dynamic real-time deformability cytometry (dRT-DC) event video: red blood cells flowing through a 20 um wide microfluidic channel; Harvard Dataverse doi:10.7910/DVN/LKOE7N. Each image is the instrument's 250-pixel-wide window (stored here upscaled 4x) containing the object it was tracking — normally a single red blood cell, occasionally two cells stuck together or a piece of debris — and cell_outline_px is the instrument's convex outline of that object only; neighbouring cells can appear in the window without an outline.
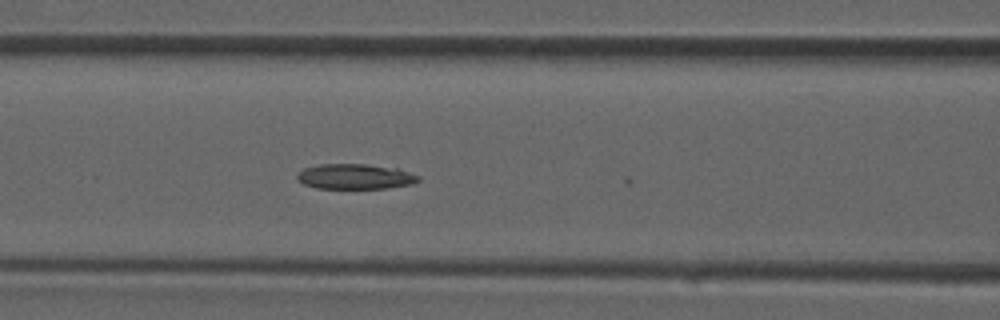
{"species": "common noctule bat (a hibernating species)", "species_latin": "Nyctalus noctula", "temperature_condition": "room temperature", "stored_images_in_passage": 18, "camera_frame_rate_fps": 3000, "um_per_image_px": 0.085, "animal": {"sex": "male", "forearm_length_mm": 52.5}, "frame": {"image": 1, "passage_image": 15, "time_ms": 4.667, "image_size_px": [1000, 320], "cell_outline_px": [[420, 180], [412, 184], [388, 188], [316, 188], [304, 184], [296, 180], [296, 172], [304, 168], [320, 164], [368, 164], [396, 168], [420, 176]], "centroid_in_image_um": [30.15, 15.0], "position_along_channel_um": 136.5, "area_um2": 17.92}}
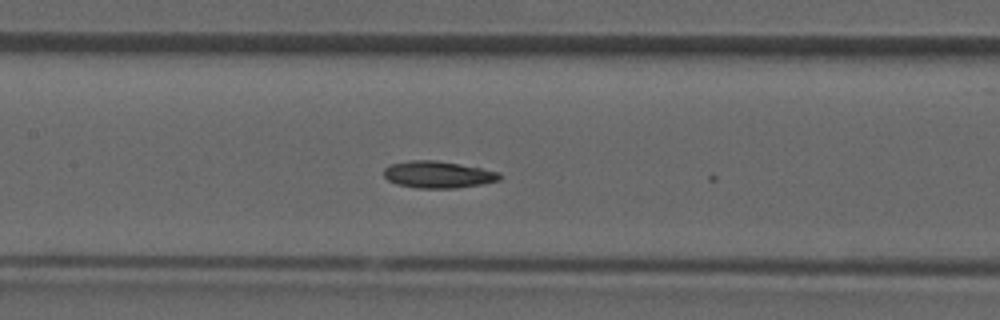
{"frame": {"image": 2, "passage_image": 17, "time_ms": 5.333, "image_size_px": [1000, 320], "cell_outline_px": [[504, 176], [500, 180], [480, 184], [456, 188], [416, 188], [396, 184], [388, 180], [384, 176], [384, 168], [388, 164], [408, 160], [436, 160], [460, 164], [500, 172]], "centroid_in_image_um": [37.21, 14.83], "position_along_channel_um": 170.2, "area_um2": 18.32}}